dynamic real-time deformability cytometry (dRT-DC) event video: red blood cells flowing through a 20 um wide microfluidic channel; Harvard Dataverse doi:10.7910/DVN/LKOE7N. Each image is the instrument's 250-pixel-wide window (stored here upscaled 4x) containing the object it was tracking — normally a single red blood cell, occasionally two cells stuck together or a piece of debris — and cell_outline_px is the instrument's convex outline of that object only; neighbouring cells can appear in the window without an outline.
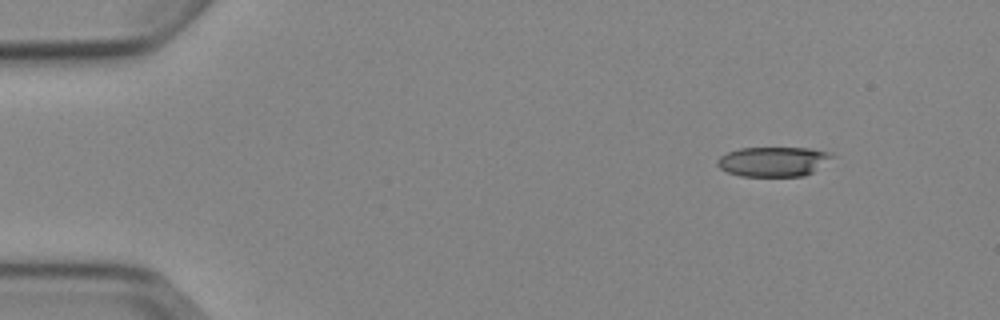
{"species": "Egyptian fruit bat (a non-hibernating species)", "species_latin": "Rousettus aegyptiacus", "temperature_condition": "cold", "stored_images_in_passage": 5, "camera_frame_rate_fps": 3000, "um_per_image_px": 0.085, "animal": {"sex": "female"}, "frame": {"image": 1, "passage_image": 2, "time_ms": 1.333, "image_size_px": [1000, 320], "cell_outline_px": [[836, 156], [812, 172], [804, 176], [740, 176], [728, 172], [720, 168], [716, 164], [716, 160], [720, 156], [728, 152], [740, 148], [812, 148], [832, 152]], "centroid_in_image_um": [65.75, 13.72], "position_along_channel_um": 19.2, "area_um2": 20.0}}
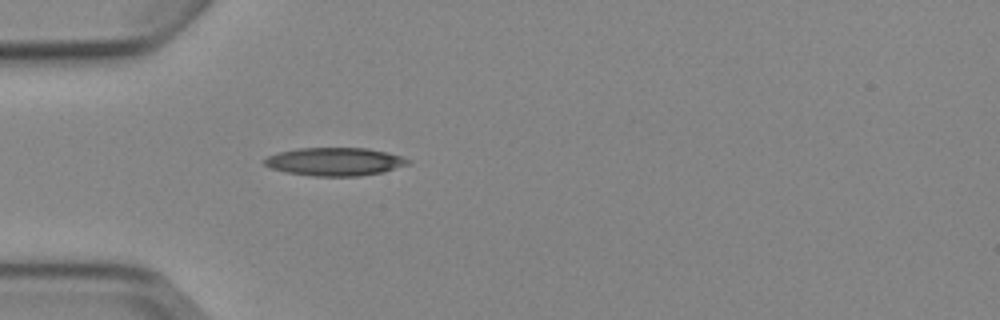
{"frame": {"image": 2, "passage_image": 5, "time_ms": 4.667, "image_size_px": [1000, 320], "cell_outline_px": [[412, 160], [408, 164], [384, 172], [360, 176], [312, 176], [284, 172], [272, 168], [264, 164], [264, 160], [268, 156], [280, 152], [296, 148], [368, 148], [388, 152]], "centroid_in_image_um": [28.48, 13.74], "position_along_channel_um": 56.5, "area_um2": 23.58}}